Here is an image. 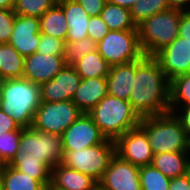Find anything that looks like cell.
Returning <instances> with one entry per match:
<instances>
[{
    "label": "cell",
    "instance_id": "13",
    "mask_svg": "<svg viewBox=\"0 0 190 190\" xmlns=\"http://www.w3.org/2000/svg\"><path fill=\"white\" fill-rule=\"evenodd\" d=\"M170 81L173 78L190 73V42L177 37L153 56Z\"/></svg>",
    "mask_w": 190,
    "mask_h": 190
},
{
    "label": "cell",
    "instance_id": "32",
    "mask_svg": "<svg viewBox=\"0 0 190 190\" xmlns=\"http://www.w3.org/2000/svg\"><path fill=\"white\" fill-rule=\"evenodd\" d=\"M57 3L58 0H16L13 11L16 15L40 18Z\"/></svg>",
    "mask_w": 190,
    "mask_h": 190
},
{
    "label": "cell",
    "instance_id": "12",
    "mask_svg": "<svg viewBox=\"0 0 190 190\" xmlns=\"http://www.w3.org/2000/svg\"><path fill=\"white\" fill-rule=\"evenodd\" d=\"M101 133L88 113H82L62 134L63 150H79L103 143Z\"/></svg>",
    "mask_w": 190,
    "mask_h": 190
},
{
    "label": "cell",
    "instance_id": "15",
    "mask_svg": "<svg viewBox=\"0 0 190 190\" xmlns=\"http://www.w3.org/2000/svg\"><path fill=\"white\" fill-rule=\"evenodd\" d=\"M65 65L63 56L36 52L25 56L23 78L40 86L52 80Z\"/></svg>",
    "mask_w": 190,
    "mask_h": 190
},
{
    "label": "cell",
    "instance_id": "8",
    "mask_svg": "<svg viewBox=\"0 0 190 190\" xmlns=\"http://www.w3.org/2000/svg\"><path fill=\"white\" fill-rule=\"evenodd\" d=\"M82 113L71 100L61 102L41 101L31 127L38 131L62 135Z\"/></svg>",
    "mask_w": 190,
    "mask_h": 190
},
{
    "label": "cell",
    "instance_id": "40",
    "mask_svg": "<svg viewBox=\"0 0 190 190\" xmlns=\"http://www.w3.org/2000/svg\"><path fill=\"white\" fill-rule=\"evenodd\" d=\"M22 128L0 108V135L7 131L21 130Z\"/></svg>",
    "mask_w": 190,
    "mask_h": 190
},
{
    "label": "cell",
    "instance_id": "47",
    "mask_svg": "<svg viewBox=\"0 0 190 190\" xmlns=\"http://www.w3.org/2000/svg\"><path fill=\"white\" fill-rule=\"evenodd\" d=\"M2 84L3 82H0V100H1V94H2Z\"/></svg>",
    "mask_w": 190,
    "mask_h": 190
},
{
    "label": "cell",
    "instance_id": "20",
    "mask_svg": "<svg viewBox=\"0 0 190 190\" xmlns=\"http://www.w3.org/2000/svg\"><path fill=\"white\" fill-rule=\"evenodd\" d=\"M58 4L62 7L68 23L66 41L74 42L88 37L90 16L85 9L76 0H58Z\"/></svg>",
    "mask_w": 190,
    "mask_h": 190
},
{
    "label": "cell",
    "instance_id": "18",
    "mask_svg": "<svg viewBox=\"0 0 190 190\" xmlns=\"http://www.w3.org/2000/svg\"><path fill=\"white\" fill-rule=\"evenodd\" d=\"M136 78V60L110 66L106 76L108 94L129 101L130 93Z\"/></svg>",
    "mask_w": 190,
    "mask_h": 190
},
{
    "label": "cell",
    "instance_id": "46",
    "mask_svg": "<svg viewBox=\"0 0 190 190\" xmlns=\"http://www.w3.org/2000/svg\"><path fill=\"white\" fill-rule=\"evenodd\" d=\"M3 167H4V163L0 160V173L3 170Z\"/></svg>",
    "mask_w": 190,
    "mask_h": 190
},
{
    "label": "cell",
    "instance_id": "7",
    "mask_svg": "<svg viewBox=\"0 0 190 190\" xmlns=\"http://www.w3.org/2000/svg\"><path fill=\"white\" fill-rule=\"evenodd\" d=\"M97 50L110 66L128 63L144 56L137 29L110 30L97 43Z\"/></svg>",
    "mask_w": 190,
    "mask_h": 190
},
{
    "label": "cell",
    "instance_id": "6",
    "mask_svg": "<svg viewBox=\"0 0 190 190\" xmlns=\"http://www.w3.org/2000/svg\"><path fill=\"white\" fill-rule=\"evenodd\" d=\"M115 155V141L106 139L103 143L75 150H63L61 164L91 176L99 182Z\"/></svg>",
    "mask_w": 190,
    "mask_h": 190
},
{
    "label": "cell",
    "instance_id": "45",
    "mask_svg": "<svg viewBox=\"0 0 190 190\" xmlns=\"http://www.w3.org/2000/svg\"><path fill=\"white\" fill-rule=\"evenodd\" d=\"M0 190H4V184L1 177H0Z\"/></svg>",
    "mask_w": 190,
    "mask_h": 190
},
{
    "label": "cell",
    "instance_id": "41",
    "mask_svg": "<svg viewBox=\"0 0 190 190\" xmlns=\"http://www.w3.org/2000/svg\"><path fill=\"white\" fill-rule=\"evenodd\" d=\"M169 190H190V172L171 179Z\"/></svg>",
    "mask_w": 190,
    "mask_h": 190
},
{
    "label": "cell",
    "instance_id": "25",
    "mask_svg": "<svg viewBox=\"0 0 190 190\" xmlns=\"http://www.w3.org/2000/svg\"><path fill=\"white\" fill-rule=\"evenodd\" d=\"M4 190H47L40 181L29 177L27 174L5 164L0 173Z\"/></svg>",
    "mask_w": 190,
    "mask_h": 190
},
{
    "label": "cell",
    "instance_id": "39",
    "mask_svg": "<svg viewBox=\"0 0 190 190\" xmlns=\"http://www.w3.org/2000/svg\"><path fill=\"white\" fill-rule=\"evenodd\" d=\"M178 36L184 37L185 41L190 42V10L182 12L179 23Z\"/></svg>",
    "mask_w": 190,
    "mask_h": 190
},
{
    "label": "cell",
    "instance_id": "22",
    "mask_svg": "<svg viewBox=\"0 0 190 190\" xmlns=\"http://www.w3.org/2000/svg\"><path fill=\"white\" fill-rule=\"evenodd\" d=\"M8 165L27 174L33 179L40 180L47 188L50 186L52 167L44 158L22 156V152L18 151L14 159Z\"/></svg>",
    "mask_w": 190,
    "mask_h": 190
},
{
    "label": "cell",
    "instance_id": "9",
    "mask_svg": "<svg viewBox=\"0 0 190 190\" xmlns=\"http://www.w3.org/2000/svg\"><path fill=\"white\" fill-rule=\"evenodd\" d=\"M18 151L22 152V156L44 158L53 168L62 162V135L38 131L32 127L22 128Z\"/></svg>",
    "mask_w": 190,
    "mask_h": 190
},
{
    "label": "cell",
    "instance_id": "31",
    "mask_svg": "<svg viewBox=\"0 0 190 190\" xmlns=\"http://www.w3.org/2000/svg\"><path fill=\"white\" fill-rule=\"evenodd\" d=\"M95 50H97V43L90 37L74 42L65 41L63 54L64 61L66 65H72L85 54L92 53Z\"/></svg>",
    "mask_w": 190,
    "mask_h": 190
},
{
    "label": "cell",
    "instance_id": "28",
    "mask_svg": "<svg viewBox=\"0 0 190 190\" xmlns=\"http://www.w3.org/2000/svg\"><path fill=\"white\" fill-rule=\"evenodd\" d=\"M169 91L170 113L179 106L190 105V73L179 75L170 80Z\"/></svg>",
    "mask_w": 190,
    "mask_h": 190
},
{
    "label": "cell",
    "instance_id": "11",
    "mask_svg": "<svg viewBox=\"0 0 190 190\" xmlns=\"http://www.w3.org/2000/svg\"><path fill=\"white\" fill-rule=\"evenodd\" d=\"M98 188L101 190H142L139 167L115 154L98 182Z\"/></svg>",
    "mask_w": 190,
    "mask_h": 190
},
{
    "label": "cell",
    "instance_id": "37",
    "mask_svg": "<svg viewBox=\"0 0 190 190\" xmlns=\"http://www.w3.org/2000/svg\"><path fill=\"white\" fill-rule=\"evenodd\" d=\"M90 17L99 16L107 0H76Z\"/></svg>",
    "mask_w": 190,
    "mask_h": 190
},
{
    "label": "cell",
    "instance_id": "42",
    "mask_svg": "<svg viewBox=\"0 0 190 190\" xmlns=\"http://www.w3.org/2000/svg\"><path fill=\"white\" fill-rule=\"evenodd\" d=\"M170 9L181 11L190 10V0H166Z\"/></svg>",
    "mask_w": 190,
    "mask_h": 190
},
{
    "label": "cell",
    "instance_id": "34",
    "mask_svg": "<svg viewBox=\"0 0 190 190\" xmlns=\"http://www.w3.org/2000/svg\"><path fill=\"white\" fill-rule=\"evenodd\" d=\"M64 44H65V41L62 39H58L50 35L41 33L40 42H39L36 52L41 53L43 55L47 54V55L63 56Z\"/></svg>",
    "mask_w": 190,
    "mask_h": 190
},
{
    "label": "cell",
    "instance_id": "14",
    "mask_svg": "<svg viewBox=\"0 0 190 190\" xmlns=\"http://www.w3.org/2000/svg\"><path fill=\"white\" fill-rule=\"evenodd\" d=\"M81 80L72 65H65L52 80L39 86L40 99L43 102L71 100Z\"/></svg>",
    "mask_w": 190,
    "mask_h": 190
},
{
    "label": "cell",
    "instance_id": "33",
    "mask_svg": "<svg viewBox=\"0 0 190 190\" xmlns=\"http://www.w3.org/2000/svg\"><path fill=\"white\" fill-rule=\"evenodd\" d=\"M21 130L7 131L0 135V160L9 164L16 154L20 144Z\"/></svg>",
    "mask_w": 190,
    "mask_h": 190
},
{
    "label": "cell",
    "instance_id": "23",
    "mask_svg": "<svg viewBox=\"0 0 190 190\" xmlns=\"http://www.w3.org/2000/svg\"><path fill=\"white\" fill-rule=\"evenodd\" d=\"M40 33L66 41L68 23L62 7L57 3L40 18Z\"/></svg>",
    "mask_w": 190,
    "mask_h": 190
},
{
    "label": "cell",
    "instance_id": "36",
    "mask_svg": "<svg viewBox=\"0 0 190 190\" xmlns=\"http://www.w3.org/2000/svg\"><path fill=\"white\" fill-rule=\"evenodd\" d=\"M109 31L108 25L102 20L100 15L90 17L87 34L93 41L99 43Z\"/></svg>",
    "mask_w": 190,
    "mask_h": 190
},
{
    "label": "cell",
    "instance_id": "10",
    "mask_svg": "<svg viewBox=\"0 0 190 190\" xmlns=\"http://www.w3.org/2000/svg\"><path fill=\"white\" fill-rule=\"evenodd\" d=\"M115 154L138 167L150 165L154 156L148 137L140 126L115 140Z\"/></svg>",
    "mask_w": 190,
    "mask_h": 190
},
{
    "label": "cell",
    "instance_id": "1",
    "mask_svg": "<svg viewBox=\"0 0 190 190\" xmlns=\"http://www.w3.org/2000/svg\"><path fill=\"white\" fill-rule=\"evenodd\" d=\"M170 81L153 56L136 60V78L129 102L140 118L169 113Z\"/></svg>",
    "mask_w": 190,
    "mask_h": 190
},
{
    "label": "cell",
    "instance_id": "24",
    "mask_svg": "<svg viewBox=\"0 0 190 190\" xmlns=\"http://www.w3.org/2000/svg\"><path fill=\"white\" fill-rule=\"evenodd\" d=\"M24 58L10 43H0V72L3 78H23Z\"/></svg>",
    "mask_w": 190,
    "mask_h": 190
},
{
    "label": "cell",
    "instance_id": "2",
    "mask_svg": "<svg viewBox=\"0 0 190 190\" xmlns=\"http://www.w3.org/2000/svg\"><path fill=\"white\" fill-rule=\"evenodd\" d=\"M40 87L25 78L5 79L0 108L21 128H30L40 105Z\"/></svg>",
    "mask_w": 190,
    "mask_h": 190
},
{
    "label": "cell",
    "instance_id": "44",
    "mask_svg": "<svg viewBox=\"0 0 190 190\" xmlns=\"http://www.w3.org/2000/svg\"><path fill=\"white\" fill-rule=\"evenodd\" d=\"M16 0H0V9H13Z\"/></svg>",
    "mask_w": 190,
    "mask_h": 190
},
{
    "label": "cell",
    "instance_id": "29",
    "mask_svg": "<svg viewBox=\"0 0 190 190\" xmlns=\"http://www.w3.org/2000/svg\"><path fill=\"white\" fill-rule=\"evenodd\" d=\"M139 180L142 190H169L171 179L152 164L139 167Z\"/></svg>",
    "mask_w": 190,
    "mask_h": 190
},
{
    "label": "cell",
    "instance_id": "17",
    "mask_svg": "<svg viewBox=\"0 0 190 190\" xmlns=\"http://www.w3.org/2000/svg\"><path fill=\"white\" fill-rule=\"evenodd\" d=\"M98 182L91 176L61 163L51 169L50 186L47 190H96Z\"/></svg>",
    "mask_w": 190,
    "mask_h": 190
},
{
    "label": "cell",
    "instance_id": "26",
    "mask_svg": "<svg viewBox=\"0 0 190 190\" xmlns=\"http://www.w3.org/2000/svg\"><path fill=\"white\" fill-rule=\"evenodd\" d=\"M72 66L82 79L106 77L110 69V65L98 50L85 54L81 59L73 63Z\"/></svg>",
    "mask_w": 190,
    "mask_h": 190
},
{
    "label": "cell",
    "instance_id": "3",
    "mask_svg": "<svg viewBox=\"0 0 190 190\" xmlns=\"http://www.w3.org/2000/svg\"><path fill=\"white\" fill-rule=\"evenodd\" d=\"M139 126L145 131L154 154L190 152V139L173 113L143 117Z\"/></svg>",
    "mask_w": 190,
    "mask_h": 190
},
{
    "label": "cell",
    "instance_id": "16",
    "mask_svg": "<svg viewBox=\"0 0 190 190\" xmlns=\"http://www.w3.org/2000/svg\"><path fill=\"white\" fill-rule=\"evenodd\" d=\"M40 20L38 17L16 15L9 43L22 56L36 53L40 42Z\"/></svg>",
    "mask_w": 190,
    "mask_h": 190
},
{
    "label": "cell",
    "instance_id": "21",
    "mask_svg": "<svg viewBox=\"0 0 190 190\" xmlns=\"http://www.w3.org/2000/svg\"><path fill=\"white\" fill-rule=\"evenodd\" d=\"M151 164L170 179L183 176L190 172V152L154 154Z\"/></svg>",
    "mask_w": 190,
    "mask_h": 190
},
{
    "label": "cell",
    "instance_id": "19",
    "mask_svg": "<svg viewBox=\"0 0 190 190\" xmlns=\"http://www.w3.org/2000/svg\"><path fill=\"white\" fill-rule=\"evenodd\" d=\"M108 95L106 77L82 79L71 101L83 112L91 111Z\"/></svg>",
    "mask_w": 190,
    "mask_h": 190
},
{
    "label": "cell",
    "instance_id": "35",
    "mask_svg": "<svg viewBox=\"0 0 190 190\" xmlns=\"http://www.w3.org/2000/svg\"><path fill=\"white\" fill-rule=\"evenodd\" d=\"M15 17L13 9H0V43H9Z\"/></svg>",
    "mask_w": 190,
    "mask_h": 190
},
{
    "label": "cell",
    "instance_id": "30",
    "mask_svg": "<svg viewBox=\"0 0 190 190\" xmlns=\"http://www.w3.org/2000/svg\"><path fill=\"white\" fill-rule=\"evenodd\" d=\"M168 9L169 6L166 0H138L131 7L130 12L131 18L137 26L152 15Z\"/></svg>",
    "mask_w": 190,
    "mask_h": 190
},
{
    "label": "cell",
    "instance_id": "38",
    "mask_svg": "<svg viewBox=\"0 0 190 190\" xmlns=\"http://www.w3.org/2000/svg\"><path fill=\"white\" fill-rule=\"evenodd\" d=\"M172 113L180 121L182 128L190 139V105L179 106Z\"/></svg>",
    "mask_w": 190,
    "mask_h": 190
},
{
    "label": "cell",
    "instance_id": "5",
    "mask_svg": "<svg viewBox=\"0 0 190 190\" xmlns=\"http://www.w3.org/2000/svg\"><path fill=\"white\" fill-rule=\"evenodd\" d=\"M182 12L169 8L137 25L140 46L145 56H154L178 37Z\"/></svg>",
    "mask_w": 190,
    "mask_h": 190
},
{
    "label": "cell",
    "instance_id": "48",
    "mask_svg": "<svg viewBox=\"0 0 190 190\" xmlns=\"http://www.w3.org/2000/svg\"><path fill=\"white\" fill-rule=\"evenodd\" d=\"M5 79L3 78V76L1 75V72H0V82H3Z\"/></svg>",
    "mask_w": 190,
    "mask_h": 190
},
{
    "label": "cell",
    "instance_id": "27",
    "mask_svg": "<svg viewBox=\"0 0 190 190\" xmlns=\"http://www.w3.org/2000/svg\"><path fill=\"white\" fill-rule=\"evenodd\" d=\"M102 20L108 25L109 30L137 29L127 8L106 2L100 13Z\"/></svg>",
    "mask_w": 190,
    "mask_h": 190
},
{
    "label": "cell",
    "instance_id": "4",
    "mask_svg": "<svg viewBox=\"0 0 190 190\" xmlns=\"http://www.w3.org/2000/svg\"><path fill=\"white\" fill-rule=\"evenodd\" d=\"M88 114L99 127L101 133L111 140L139 126L140 117L133 110L129 101L105 96Z\"/></svg>",
    "mask_w": 190,
    "mask_h": 190
},
{
    "label": "cell",
    "instance_id": "43",
    "mask_svg": "<svg viewBox=\"0 0 190 190\" xmlns=\"http://www.w3.org/2000/svg\"><path fill=\"white\" fill-rule=\"evenodd\" d=\"M138 0H107L108 3L119 5L120 7L131 9V7L137 2Z\"/></svg>",
    "mask_w": 190,
    "mask_h": 190
}]
</instances>
